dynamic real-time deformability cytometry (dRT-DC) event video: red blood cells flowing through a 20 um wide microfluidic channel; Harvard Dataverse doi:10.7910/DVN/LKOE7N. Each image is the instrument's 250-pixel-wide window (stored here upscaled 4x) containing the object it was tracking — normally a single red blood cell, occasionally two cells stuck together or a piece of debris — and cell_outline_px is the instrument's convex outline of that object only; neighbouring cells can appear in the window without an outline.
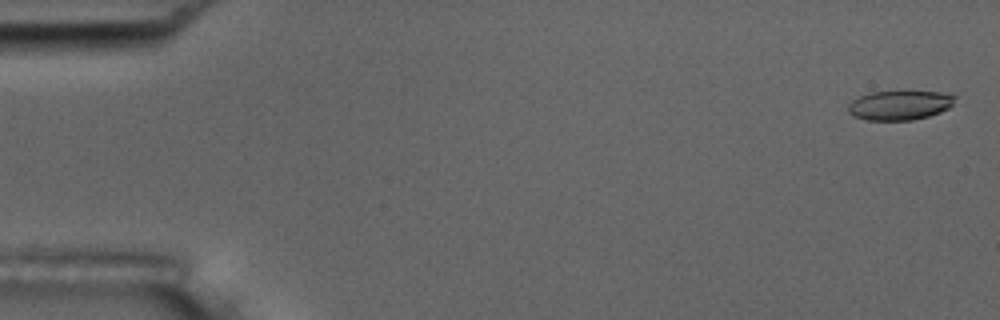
{"species": "common noctule bat (a hibernating species)", "species_latin": "Nyctalus noctula", "temperature_condition": "room temperature", "stored_images_in_passage": 55, "camera_frame_rate_fps": 3000, "um_per_image_px": 0.085, "animal": {"sex": "male", "body_mass_g": 17.5, "forearm_length_mm": 52.3}, "frame": {"image": 1, "passage_image": 2, "time_ms": 0.333, "image_size_px": [1000, 320], "cell_outline_px": [[956, 96], [952, 104], [948, 108], [940, 112], [928, 116], [912, 120], [864, 120], [852, 116], [848, 112], [848, 104], [852, 100], [860, 96], [872, 92], [940, 92]], "centroid_in_image_um": [76.43, 8.96], "position_along_channel_um": 8.6, "area_um2": 18.15}}
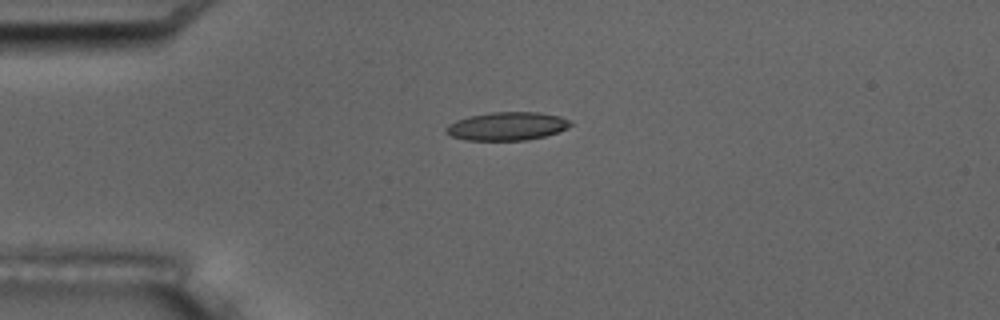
{"frame": {"image": 2, "passage_image": 14, "time_ms": 4.333, "image_size_px": [1000, 320], "cell_outline_px": [[572, 124], [568, 128], [544, 136], [524, 140], [464, 140], [452, 136], [444, 132], [444, 128], [448, 124], [456, 120], [468, 116], [492, 112], [540, 112], [560, 116], [568, 120]], "centroid_in_image_um": [43.05, 10.72], "position_along_channel_um": 41.9, "area_um2": 20.52}}
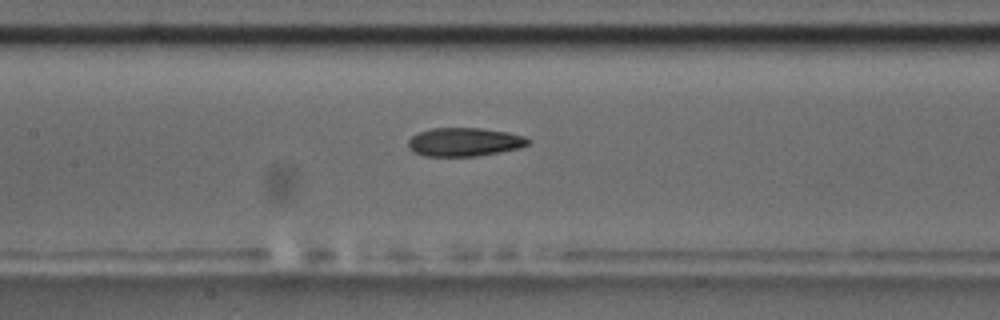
{"frame": {"image": 3, "passage_image": 26, "time_ms": 8.333, "image_size_px": [1000, 320], "cell_outline_px": [[532, 140], [528, 144], [520, 148], [500, 152], [476, 156], [424, 156], [412, 152], [408, 148], [408, 140], [412, 136], [420, 132], [432, 128], [484, 128], [508, 132], [524, 136]], "centroid_in_image_um": [39.48, 12.07], "position_along_channel_um": 167.9, "area_um2": 20.11}, "authors_computed_cell_mechanics": {"area_um2": 20.1144, "velocity_mm_per_s": 3.7452, "shape_relaxation_time_tau1_ms": null, "shape_relaxation_time_tau2_ms": 5.101, "deformation_change_tau1": null, "deformation_change_tau2": 0.14}}